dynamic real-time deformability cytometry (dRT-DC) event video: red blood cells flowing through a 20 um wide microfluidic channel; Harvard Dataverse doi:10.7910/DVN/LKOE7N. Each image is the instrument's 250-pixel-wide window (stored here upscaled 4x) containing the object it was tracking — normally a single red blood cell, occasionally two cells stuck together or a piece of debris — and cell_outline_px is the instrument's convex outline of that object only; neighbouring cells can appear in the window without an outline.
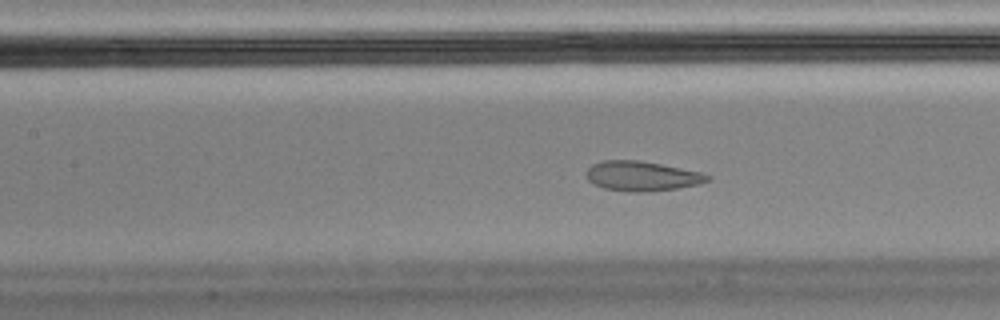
{"species": "Egyptian fruit bat (a non-hibernating species)", "species_latin": "Rousettus aegyptiacus", "temperature_condition": "cold", "stored_images_in_passage": 57, "camera_frame_rate_fps": 3000, "um_per_image_px": 0.085, "animal": {"sex": "male"}, "frame": {"image": 1, "passage_image": 25, "time_ms": 8.0, "image_size_px": [1000, 320], "cell_outline_px": [[712, 180], [680, 188], [648, 192], [628, 192], [604, 188], [588, 180], [584, 172], [592, 164], [604, 160], [640, 160], [700, 172], [712, 176]], "centroid_in_image_um": [54.56, 14.97], "position_along_channel_um": 152.8, "area_um2": 21.1}}